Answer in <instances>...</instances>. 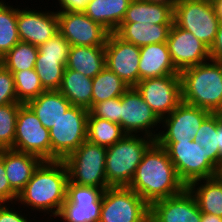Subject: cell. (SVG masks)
I'll use <instances>...</instances> for the list:
<instances>
[{"instance_id":"44dd1931","label":"cell","mask_w":222,"mask_h":222,"mask_svg":"<svg viewBox=\"0 0 222 222\" xmlns=\"http://www.w3.org/2000/svg\"><path fill=\"white\" fill-rule=\"evenodd\" d=\"M174 66L167 43L140 47L139 81L168 75H180Z\"/></svg>"},{"instance_id":"f6af8a7d","label":"cell","mask_w":222,"mask_h":222,"mask_svg":"<svg viewBox=\"0 0 222 222\" xmlns=\"http://www.w3.org/2000/svg\"><path fill=\"white\" fill-rule=\"evenodd\" d=\"M201 222H222V217L213 214L201 213Z\"/></svg>"},{"instance_id":"52a82bcc","label":"cell","mask_w":222,"mask_h":222,"mask_svg":"<svg viewBox=\"0 0 222 222\" xmlns=\"http://www.w3.org/2000/svg\"><path fill=\"white\" fill-rule=\"evenodd\" d=\"M88 115V109L71 105L49 130L51 161H63L87 140Z\"/></svg>"},{"instance_id":"d590c367","label":"cell","mask_w":222,"mask_h":222,"mask_svg":"<svg viewBox=\"0 0 222 222\" xmlns=\"http://www.w3.org/2000/svg\"><path fill=\"white\" fill-rule=\"evenodd\" d=\"M21 103L0 106V150L13 149L16 121Z\"/></svg>"},{"instance_id":"e0dca14e","label":"cell","mask_w":222,"mask_h":222,"mask_svg":"<svg viewBox=\"0 0 222 222\" xmlns=\"http://www.w3.org/2000/svg\"><path fill=\"white\" fill-rule=\"evenodd\" d=\"M17 7V29L21 42L39 46L58 32L57 10Z\"/></svg>"},{"instance_id":"30bf717a","label":"cell","mask_w":222,"mask_h":222,"mask_svg":"<svg viewBox=\"0 0 222 222\" xmlns=\"http://www.w3.org/2000/svg\"><path fill=\"white\" fill-rule=\"evenodd\" d=\"M121 102L120 126L122 130L129 135H144L156 140L160 131L158 129H161V119L139 92L134 87H130L121 96Z\"/></svg>"},{"instance_id":"7bdbcfd3","label":"cell","mask_w":222,"mask_h":222,"mask_svg":"<svg viewBox=\"0 0 222 222\" xmlns=\"http://www.w3.org/2000/svg\"><path fill=\"white\" fill-rule=\"evenodd\" d=\"M211 60L222 62V22H220L216 38L209 49Z\"/></svg>"},{"instance_id":"8d00e7d4","label":"cell","mask_w":222,"mask_h":222,"mask_svg":"<svg viewBox=\"0 0 222 222\" xmlns=\"http://www.w3.org/2000/svg\"><path fill=\"white\" fill-rule=\"evenodd\" d=\"M121 97H115L96 103L90 110L88 117H99L120 125Z\"/></svg>"},{"instance_id":"7dc6e473","label":"cell","mask_w":222,"mask_h":222,"mask_svg":"<svg viewBox=\"0 0 222 222\" xmlns=\"http://www.w3.org/2000/svg\"><path fill=\"white\" fill-rule=\"evenodd\" d=\"M145 1L153 2V3H161V4H165L174 8L180 0H145Z\"/></svg>"},{"instance_id":"e575fe53","label":"cell","mask_w":222,"mask_h":222,"mask_svg":"<svg viewBox=\"0 0 222 222\" xmlns=\"http://www.w3.org/2000/svg\"><path fill=\"white\" fill-rule=\"evenodd\" d=\"M11 73L14 76L15 91L19 103L27 104L46 91L35 69Z\"/></svg>"},{"instance_id":"6da1fadb","label":"cell","mask_w":222,"mask_h":222,"mask_svg":"<svg viewBox=\"0 0 222 222\" xmlns=\"http://www.w3.org/2000/svg\"><path fill=\"white\" fill-rule=\"evenodd\" d=\"M128 188L150 205L180 194L186 186L180 181L165 148L154 141L144 152Z\"/></svg>"},{"instance_id":"1f68e13d","label":"cell","mask_w":222,"mask_h":222,"mask_svg":"<svg viewBox=\"0 0 222 222\" xmlns=\"http://www.w3.org/2000/svg\"><path fill=\"white\" fill-rule=\"evenodd\" d=\"M67 60L68 58L42 57L38 53L34 69L46 91L59 89Z\"/></svg>"},{"instance_id":"484cf974","label":"cell","mask_w":222,"mask_h":222,"mask_svg":"<svg viewBox=\"0 0 222 222\" xmlns=\"http://www.w3.org/2000/svg\"><path fill=\"white\" fill-rule=\"evenodd\" d=\"M187 188L194 195L201 213L222 217V174L195 181Z\"/></svg>"},{"instance_id":"7402d4cb","label":"cell","mask_w":222,"mask_h":222,"mask_svg":"<svg viewBox=\"0 0 222 222\" xmlns=\"http://www.w3.org/2000/svg\"><path fill=\"white\" fill-rule=\"evenodd\" d=\"M173 24L121 23L114 32L122 40L138 47L166 43Z\"/></svg>"},{"instance_id":"83f0119b","label":"cell","mask_w":222,"mask_h":222,"mask_svg":"<svg viewBox=\"0 0 222 222\" xmlns=\"http://www.w3.org/2000/svg\"><path fill=\"white\" fill-rule=\"evenodd\" d=\"M174 8L145 0H131L122 23L173 24Z\"/></svg>"},{"instance_id":"4dcf8cb0","label":"cell","mask_w":222,"mask_h":222,"mask_svg":"<svg viewBox=\"0 0 222 222\" xmlns=\"http://www.w3.org/2000/svg\"><path fill=\"white\" fill-rule=\"evenodd\" d=\"M0 0V60L20 42L17 29V8Z\"/></svg>"},{"instance_id":"c3c4849f","label":"cell","mask_w":222,"mask_h":222,"mask_svg":"<svg viewBox=\"0 0 222 222\" xmlns=\"http://www.w3.org/2000/svg\"><path fill=\"white\" fill-rule=\"evenodd\" d=\"M140 222H156L153 216L149 213L145 218H143Z\"/></svg>"},{"instance_id":"9c48e42d","label":"cell","mask_w":222,"mask_h":222,"mask_svg":"<svg viewBox=\"0 0 222 222\" xmlns=\"http://www.w3.org/2000/svg\"><path fill=\"white\" fill-rule=\"evenodd\" d=\"M150 213V205L128 187L104 190L99 222H140Z\"/></svg>"},{"instance_id":"7c38bea8","label":"cell","mask_w":222,"mask_h":222,"mask_svg":"<svg viewBox=\"0 0 222 222\" xmlns=\"http://www.w3.org/2000/svg\"><path fill=\"white\" fill-rule=\"evenodd\" d=\"M104 189L67 184L66 200L56 217L63 222H99Z\"/></svg>"},{"instance_id":"d6986e66","label":"cell","mask_w":222,"mask_h":222,"mask_svg":"<svg viewBox=\"0 0 222 222\" xmlns=\"http://www.w3.org/2000/svg\"><path fill=\"white\" fill-rule=\"evenodd\" d=\"M150 214L156 222H201V211L186 187L180 194L154 201Z\"/></svg>"},{"instance_id":"f35d334b","label":"cell","mask_w":222,"mask_h":222,"mask_svg":"<svg viewBox=\"0 0 222 222\" xmlns=\"http://www.w3.org/2000/svg\"><path fill=\"white\" fill-rule=\"evenodd\" d=\"M8 103H19L15 91L14 76L0 63V106Z\"/></svg>"},{"instance_id":"ab89813d","label":"cell","mask_w":222,"mask_h":222,"mask_svg":"<svg viewBox=\"0 0 222 222\" xmlns=\"http://www.w3.org/2000/svg\"><path fill=\"white\" fill-rule=\"evenodd\" d=\"M14 206L13 203H0V222H32V218H27L29 213L25 214L24 212L22 215V211H19L20 206L18 207V210H15L17 208H14Z\"/></svg>"},{"instance_id":"2e32d148","label":"cell","mask_w":222,"mask_h":222,"mask_svg":"<svg viewBox=\"0 0 222 222\" xmlns=\"http://www.w3.org/2000/svg\"><path fill=\"white\" fill-rule=\"evenodd\" d=\"M104 48L106 67L128 87H135L139 82L140 47L110 33Z\"/></svg>"},{"instance_id":"7a4b0ae2","label":"cell","mask_w":222,"mask_h":222,"mask_svg":"<svg viewBox=\"0 0 222 222\" xmlns=\"http://www.w3.org/2000/svg\"><path fill=\"white\" fill-rule=\"evenodd\" d=\"M68 171L63 161H43L18 193L15 205L55 218L66 200ZM25 206V207H24ZM54 216L53 218H51Z\"/></svg>"},{"instance_id":"f546056e","label":"cell","mask_w":222,"mask_h":222,"mask_svg":"<svg viewBox=\"0 0 222 222\" xmlns=\"http://www.w3.org/2000/svg\"><path fill=\"white\" fill-rule=\"evenodd\" d=\"M125 135L119 124L99 117L87 118V140L91 143L108 148Z\"/></svg>"},{"instance_id":"ee69618b","label":"cell","mask_w":222,"mask_h":222,"mask_svg":"<svg viewBox=\"0 0 222 222\" xmlns=\"http://www.w3.org/2000/svg\"><path fill=\"white\" fill-rule=\"evenodd\" d=\"M218 148H219V169L222 171V121L217 125Z\"/></svg>"},{"instance_id":"cb8c5ba5","label":"cell","mask_w":222,"mask_h":222,"mask_svg":"<svg viewBox=\"0 0 222 222\" xmlns=\"http://www.w3.org/2000/svg\"><path fill=\"white\" fill-rule=\"evenodd\" d=\"M131 0H90L84 13L114 33L122 23Z\"/></svg>"},{"instance_id":"3957f363","label":"cell","mask_w":222,"mask_h":222,"mask_svg":"<svg viewBox=\"0 0 222 222\" xmlns=\"http://www.w3.org/2000/svg\"><path fill=\"white\" fill-rule=\"evenodd\" d=\"M179 74L183 102L211 113L222 110V62L210 59Z\"/></svg>"},{"instance_id":"60d3db41","label":"cell","mask_w":222,"mask_h":222,"mask_svg":"<svg viewBox=\"0 0 222 222\" xmlns=\"http://www.w3.org/2000/svg\"><path fill=\"white\" fill-rule=\"evenodd\" d=\"M18 194L11 188L7 179L4 162L0 159V203H16Z\"/></svg>"},{"instance_id":"8992f818","label":"cell","mask_w":222,"mask_h":222,"mask_svg":"<svg viewBox=\"0 0 222 222\" xmlns=\"http://www.w3.org/2000/svg\"><path fill=\"white\" fill-rule=\"evenodd\" d=\"M106 148L85 140L63 162L68 182L82 186L109 188L105 173Z\"/></svg>"},{"instance_id":"ba28073f","label":"cell","mask_w":222,"mask_h":222,"mask_svg":"<svg viewBox=\"0 0 222 222\" xmlns=\"http://www.w3.org/2000/svg\"><path fill=\"white\" fill-rule=\"evenodd\" d=\"M173 23L191 32L210 49L220 21L212 3L204 0H180L174 7Z\"/></svg>"},{"instance_id":"5bb4252c","label":"cell","mask_w":222,"mask_h":222,"mask_svg":"<svg viewBox=\"0 0 222 222\" xmlns=\"http://www.w3.org/2000/svg\"><path fill=\"white\" fill-rule=\"evenodd\" d=\"M210 111L181 102L168 116L161 119L156 142L191 141Z\"/></svg>"},{"instance_id":"836d02e7","label":"cell","mask_w":222,"mask_h":222,"mask_svg":"<svg viewBox=\"0 0 222 222\" xmlns=\"http://www.w3.org/2000/svg\"><path fill=\"white\" fill-rule=\"evenodd\" d=\"M217 113H211L201 124L197 134L193 138L204 147L210 160L219 168V148L217 125L220 121Z\"/></svg>"},{"instance_id":"74e56055","label":"cell","mask_w":222,"mask_h":222,"mask_svg":"<svg viewBox=\"0 0 222 222\" xmlns=\"http://www.w3.org/2000/svg\"><path fill=\"white\" fill-rule=\"evenodd\" d=\"M70 43L58 32L45 43L38 46L42 57L68 58Z\"/></svg>"},{"instance_id":"603a6c76","label":"cell","mask_w":222,"mask_h":222,"mask_svg":"<svg viewBox=\"0 0 222 222\" xmlns=\"http://www.w3.org/2000/svg\"><path fill=\"white\" fill-rule=\"evenodd\" d=\"M104 46H71L66 68L77 71L87 77H96L104 68Z\"/></svg>"},{"instance_id":"bcb514c9","label":"cell","mask_w":222,"mask_h":222,"mask_svg":"<svg viewBox=\"0 0 222 222\" xmlns=\"http://www.w3.org/2000/svg\"><path fill=\"white\" fill-rule=\"evenodd\" d=\"M212 6L214 8V12L216 13V16L218 17L219 21L222 22V0H217L212 3Z\"/></svg>"},{"instance_id":"4fadbf2b","label":"cell","mask_w":222,"mask_h":222,"mask_svg":"<svg viewBox=\"0 0 222 222\" xmlns=\"http://www.w3.org/2000/svg\"><path fill=\"white\" fill-rule=\"evenodd\" d=\"M134 88L160 119L182 102L180 75L144 79Z\"/></svg>"},{"instance_id":"d6a6232c","label":"cell","mask_w":222,"mask_h":222,"mask_svg":"<svg viewBox=\"0 0 222 222\" xmlns=\"http://www.w3.org/2000/svg\"><path fill=\"white\" fill-rule=\"evenodd\" d=\"M38 46L26 42H18L1 60L10 72L34 69Z\"/></svg>"},{"instance_id":"9a60e30c","label":"cell","mask_w":222,"mask_h":222,"mask_svg":"<svg viewBox=\"0 0 222 222\" xmlns=\"http://www.w3.org/2000/svg\"><path fill=\"white\" fill-rule=\"evenodd\" d=\"M59 33L71 46H105L110 32L84 12L57 11Z\"/></svg>"},{"instance_id":"ffe728a7","label":"cell","mask_w":222,"mask_h":222,"mask_svg":"<svg viewBox=\"0 0 222 222\" xmlns=\"http://www.w3.org/2000/svg\"><path fill=\"white\" fill-rule=\"evenodd\" d=\"M0 159L11 188L18 194L32 178L34 171L43 160L33 154L13 149L0 150Z\"/></svg>"},{"instance_id":"b9f144b4","label":"cell","mask_w":222,"mask_h":222,"mask_svg":"<svg viewBox=\"0 0 222 222\" xmlns=\"http://www.w3.org/2000/svg\"><path fill=\"white\" fill-rule=\"evenodd\" d=\"M90 0H57L58 4H54L60 6L57 11H72V12H84L87 6V3Z\"/></svg>"},{"instance_id":"5b68a950","label":"cell","mask_w":222,"mask_h":222,"mask_svg":"<svg viewBox=\"0 0 222 222\" xmlns=\"http://www.w3.org/2000/svg\"><path fill=\"white\" fill-rule=\"evenodd\" d=\"M157 143L167 151L180 181L186 187L195 181L222 174V171L208 157L205 148L193 139Z\"/></svg>"},{"instance_id":"f1b7e54d","label":"cell","mask_w":222,"mask_h":222,"mask_svg":"<svg viewBox=\"0 0 222 222\" xmlns=\"http://www.w3.org/2000/svg\"><path fill=\"white\" fill-rule=\"evenodd\" d=\"M129 88L121 78L105 67L93 78L92 107L96 103L121 97Z\"/></svg>"},{"instance_id":"8fae6325","label":"cell","mask_w":222,"mask_h":222,"mask_svg":"<svg viewBox=\"0 0 222 222\" xmlns=\"http://www.w3.org/2000/svg\"><path fill=\"white\" fill-rule=\"evenodd\" d=\"M13 150L36 155L43 161H51L49 130L27 104H22L19 108Z\"/></svg>"},{"instance_id":"681fc988","label":"cell","mask_w":222,"mask_h":222,"mask_svg":"<svg viewBox=\"0 0 222 222\" xmlns=\"http://www.w3.org/2000/svg\"><path fill=\"white\" fill-rule=\"evenodd\" d=\"M222 121V110L217 113Z\"/></svg>"},{"instance_id":"ac0fdd59","label":"cell","mask_w":222,"mask_h":222,"mask_svg":"<svg viewBox=\"0 0 222 222\" xmlns=\"http://www.w3.org/2000/svg\"><path fill=\"white\" fill-rule=\"evenodd\" d=\"M166 43L172 62L179 71L211 59L206 45L191 32L179 28L174 23L170 28Z\"/></svg>"},{"instance_id":"277c9868","label":"cell","mask_w":222,"mask_h":222,"mask_svg":"<svg viewBox=\"0 0 222 222\" xmlns=\"http://www.w3.org/2000/svg\"><path fill=\"white\" fill-rule=\"evenodd\" d=\"M155 140L144 135L126 134L106 148L105 173L110 187H128L142 156Z\"/></svg>"},{"instance_id":"f907efd6","label":"cell","mask_w":222,"mask_h":222,"mask_svg":"<svg viewBox=\"0 0 222 222\" xmlns=\"http://www.w3.org/2000/svg\"><path fill=\"white\" fill-rule=\"evenodd\" d=\"M206 2H209V3H213L214 1H217V0H204Z\"/></svg>"},{"instance_id":"d4e9b609","label":"cell","mask_w":222,"mask_h":222,"mask_svg":"<svg viewBox=\"0 0 222 222\" xmlns=\"http://www.w3.org/2000/svg\"><path fill=\"white\" fill-rule=\"evenodd\" d=\"M27 105L42 125L50 130L72 105L58 90L45 91Z\"/></svg>"},{"instance_id":"4316f807","label":"cell","mask_w":222,"mask_h":222,"mask_svg":"<svg viewBox=\"0 0 222 222\" xmlns=\"http://www.w3.org/2000/svg\"><path fill=\"white\" fill-rule=\"evenodd\" d=\"M93 78L65 67L58 91L74 106L92 108Z\"/></svg>"}]
</instances>
